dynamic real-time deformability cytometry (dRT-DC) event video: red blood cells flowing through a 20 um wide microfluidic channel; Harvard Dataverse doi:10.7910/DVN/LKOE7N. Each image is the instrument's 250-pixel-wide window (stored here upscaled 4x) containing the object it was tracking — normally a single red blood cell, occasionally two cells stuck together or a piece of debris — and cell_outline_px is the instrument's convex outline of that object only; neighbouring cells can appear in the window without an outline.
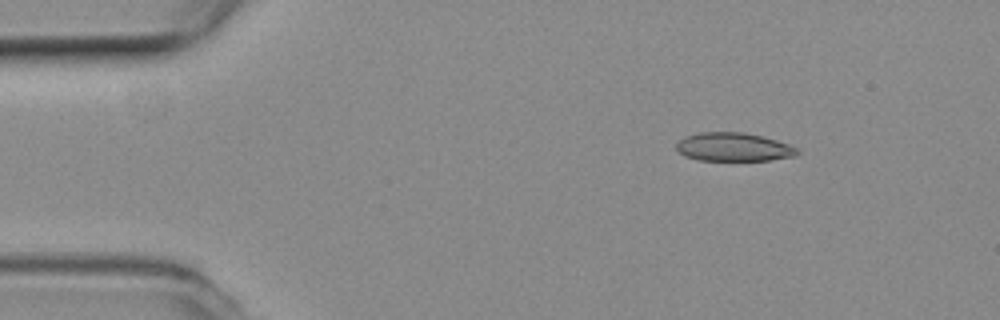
{"species": "common noctule bat (a hibernating species)", "species_latin": "Nyctalus noctula", "temperature_condition": "room temperature", "stored_images_in_passage": 4, "camera_frame_rate_fps": 3000, "um_per_image_px": 0.085, "animal": {"sex": "female", "body_mass_g": 19.3, "forearm_length_mm": 54.1}, "frame": {"image": 1, "passage_image": 1, "time_ms": 0.0, "image_size_px": [1000, 320], "cell_outline_px": [[800, 152], [796, 156], [768, 160], [700, 160], [684, 156], [676, 148], [676, 144], [684, 136], [700, 132], [744, 132], [776, 140], [788, 144], [796, 148]], "centroid_in_image_um": [62.34, 12.49], "position_along_channel_um": 22.7, "area_um2": 20.0}}